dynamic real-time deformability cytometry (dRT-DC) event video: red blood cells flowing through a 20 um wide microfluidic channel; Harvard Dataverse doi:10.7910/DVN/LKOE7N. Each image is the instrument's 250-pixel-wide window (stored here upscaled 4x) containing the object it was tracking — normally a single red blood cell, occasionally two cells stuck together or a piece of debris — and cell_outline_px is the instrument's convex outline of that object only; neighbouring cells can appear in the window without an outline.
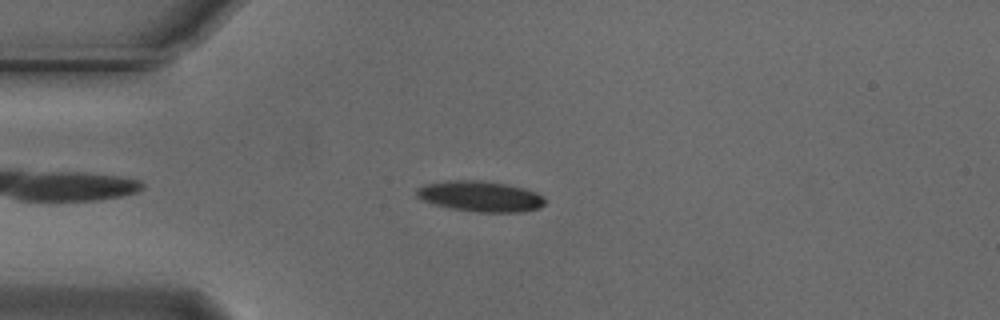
{"species": "Egyptian fruit bat (a non-hibernating species)", "species_latin": "Rousettus aegyptiacus", "temperature_condition": "cold", "stored_images_in_passage": 48, "camera_frame_rate_fps": 3000, "um_per_image_px": 0.085, "animal": {"sex": "male"}, "frame": {"image": 1, "passage_image": 7, "time_ms": 2.0, "image_size_px": [1000, 320], "cell_outline_px": [[548, 200], [540, 208], [520, 212], [476, 212], [448, 208], [424, 200], [416, 196], [416, 188], [424, 184], [444, 180], [480, 180], [504, 184], [524, 188], [536, 192], [544, 196]], "centroid_in_image_um": [40.84, 16.68], "position_along_channel_um": 44.2, "area_um2": 23.12}}
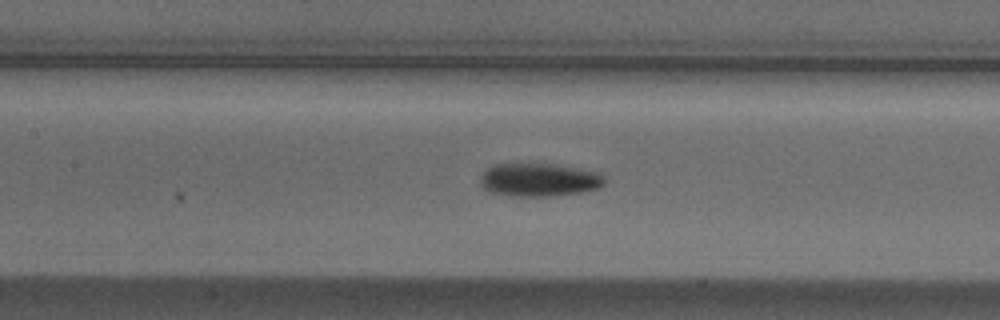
{"frame": {"image": 2, "passage_image": 18, "time_ms": 5.667, "image_size_px": [1000, 320], "cell_outline_px": [[604, 184], [600, 188], [580, 192], [548, 196], [512, 196], [488, 192], [480, 184], [480, 176], [492, 164], [548, 164], [600, 172], [604, 176]], "centroid_in_image_um": [45.79, 15.29], "position_along_channel_um": 161.6, "area_um2": 23.93}}
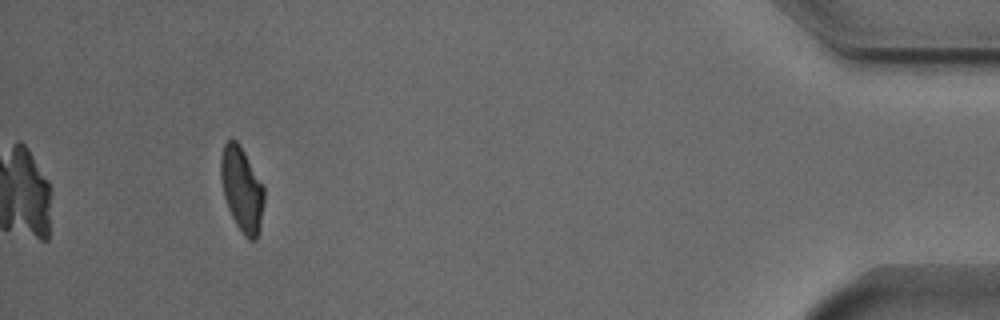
{"frame": {"image": 3, "passage_image": 44, "time_ms": 14.333, "image_size_px": [1000, 320], "cell_outline_px": [[264, 204], [260, 232], [256, 240], [248, 240], [244, 236], [236, 224], [228, 208], [224, 196], [220, 180], [220, 156], [224, 144], [232, 136], [240, 144], [264, 184]], "centroid_in_image_um": [20.57, 16.07], "position_along_channel_um": 414.6, "area_um2": 21.96}, "authors_computed_cell_mechanics": {"area_um2": 22.6287, "velocity_mm_per_s": 3.7331, "shape_relaxation_time_tau1_ms": 3.2105, "shape_relaxation_time_tau2_ms": 4.3348, "deformation_change_tau1": 0.1371, "deformation_change_tau2": 0.0958}}